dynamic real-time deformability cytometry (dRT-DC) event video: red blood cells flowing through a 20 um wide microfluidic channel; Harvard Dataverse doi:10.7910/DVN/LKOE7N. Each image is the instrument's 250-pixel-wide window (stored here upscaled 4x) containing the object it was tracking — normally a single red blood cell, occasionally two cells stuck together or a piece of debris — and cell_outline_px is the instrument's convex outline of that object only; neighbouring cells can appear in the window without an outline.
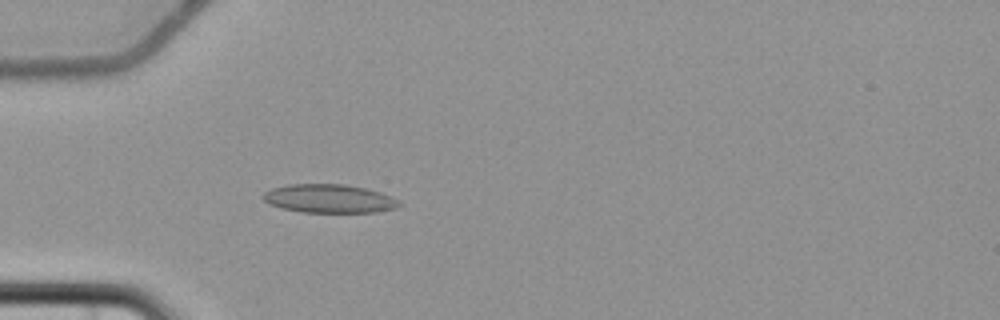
{"species": "common noctule bat (a hibernating species)", "species_latin": "Nyctalus noctula", "temperature_condition": "cold", "stored_images_in_passage": 4, "camera_frame_rate_fps": 3000, "um_per_image_px": 0.085, "animal": {"sex": "female", "body_mass_g": 22.7, "forearm_length_mm": 54.2}, "frame": {"image": 1, "passage_image": 4, "time_ms": 3.667, "image_size_px": [1000, 320], "cell_outline_px": [[400, 204], [396, 208], [376, 212], [300, 212], [280, 208], [268, 204], [264, 200], [264, 192], [272, 188], [288, 184], [344, 184], [364, 188], [380, 192], [400, 200]], "centroid_in_image_um": [27.96, 16.88], "position_along_channel_um": 57.0, "area_um2": 22.66}}